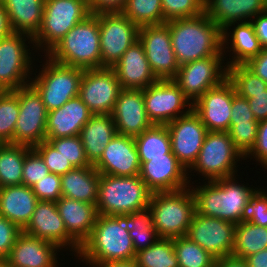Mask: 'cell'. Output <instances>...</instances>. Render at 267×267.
Returning <instances> with one entry per match:
<instances>
[{
  "instance_id": "obj_1",
  "label": "cell",
  "mask_w": 267,
  "mask_h": 267,
  "mask_svg": "<svg viewBox=\"0 0 267 267\" xmlns=\"http://www.w3.org/2000/svg\"><path fill=\"white\" fill-rule=\"evenodd\" d=\"M166 24L179 65L226 55L222 53V30L205 13L193 18L173 19Z\"/></svg>"
},
{
  "instance_id": "obj_2",
  "label": "cell",
  "mask_w": 267,
  "mask_h": 267,
  "mask_svg": "<svg viewBox=\"0 0 267 267\" xmlns=\"http://www.w3.org/2000/svg\"><path fill=\"white\" fill-rule=\"evenodd\" d=\"M236 176L239 175L213 181L203 180L204 185L195 184L196 188L190 184L189 187L195 198L196 212L229 221L235 225L240 223L246 203L258 188L237 182L239 179Z\"/></svg>"
},
{
  "instance_id": "obj_3",
  "label": "cell",
  "mask_w": 267,
  "mask_h": 267,
  "mask_svg": "<svg viewBox=\"0 0 267 267\" xmlns=\"http://www.w3.org/2000/svg\"><path fill=\"white\" fill-rule=\"evenodd\" d=\"M129 231L119 216L98 215L88 239L81 245L76 259L88 264H101L135 259Z\"/></svg>"
},
{
  "instance_id": "obj_4",
  "label": "cell",
  "mask_w": 267,
  "mask_h": 267,
  "mask_svg": "<svg viewBox=\"0 0 267 267\" xmlns=\"http://www.w3.org/2000/svg\"><path fill=\"white\" fill-rule=\"evenodd\" d=\"M46 56L65 66L101 68L99 14H90L76 24Z\"/></svg>"
},
{
  "instance_id": "obj_5",
  "label": "cell",
  "mask_w": 267,
  "mask_h": 267,
  "mask_svg": "<svg viewBox=\"0 0 267 267\" xmlns=\"http://www.w3.org/2000/svg\"><path fill=\"white\" fill-rule=\"evenodd\" d=\"M151 194L139 175L100 174L96 202L98 214L120 216L147 209Z\"/></svg>"
},
{
  "instance_id": "obj_6",
  "label": "cell",
  "mask_w": 267,
  "mask_h": 267,
  "mask_svg": "<svg viewBox=\"0 0 267 267\" xmlns=\"http://www.w3.org/2000/svg\"><path fill=\"white\" fill-rule=\"evenodd\" d=\"M148 209L160 238H178L188 232L196 211L195 198L190 187L174 192H154Z\"/></svg>"
},
{
  "instance_id": "obj_7",
  "label": "cell",
  "mask_w": 267,
  "mask_h": 267,
  "mask_svg": "<svg viewBox=\"0 0 267 267\" xmlns=\"http://www.w3.org/2000/svg\"><path fill=\"white\" fill-rule=\"evenodd\" d=\"M90 14L88 0H45L42 24L33 37L34 52L43 50L46 55L76 24Z\"/></svg>"
},
{
  "instance_id": "obj_8",
  "label": "cell",
  "mask_w": 267,
  "mask_h": 267,
  "mask_svg": "<svg viewBox=\"0 0 267 267\" xmlns=\"http://www.w3.org/2000/svg\"><path fill=\"white\" fill-rule=\"evenodd\" d=\"M41 67L33 72L30 84L38 91L48 112L62 107L70 99L79 96L84 69L65 66L52 61L46 55ZM45 64V65H44ZM37 71V72H36Z\"/></svg>"
},
{
  "instance_id": "obj_9",
  "label": "cell",
  "mask_w": 267,
  "mask_h": 267,
  "mask_svg": "<svg viewBox=\"0 0 267 267\" xmlns=\"http://www.w3.org/2000/svg\"><path fill=\"white\" fill-rule=\"evenodd\" d=\"M247 160L234 146L228 132H207L198 158L188 175L196 173L206 181L235 176L237 163ZM239 161V162H238Z\"/></svg>"
},
{
  "instance_id": "obj_10",
  "label": "cell",
  "mask_w": 267,
  "mask_h": 267,
  "mask_svg": "<svg viewBox=\"0 0 267 267\" xmlns=\"http://www.w3.org/2000/svg\"><path fill=\"white\" fill-rule=\"evenodd\" d=\"M28 47L35 49L33 37L24 33L12 32L0 39V91H14L30 84L36 65Z\"/></svg>"
},
{
  "instance_id": "obj_11",
  "label": "cell",
  "mask_w": 267,
  "mask_h": 267,
  "mask_svg": "<svg viewBox=\"0 0 267 267\" xmlns=\"http://www.w3.org/2000/svg\"><path fill=\"white\" fill-rule=\"evenodd\" d=\"M19 101V115L14 132V144L35 147L46 140L47 114L38 91L27 84L14 90Z\"/></svg>"
},
{
  "instance_id": "obj_12",
  "label": "cell",
  "mask_w": 267,
  "mask_h": 267,
  "mask_svg": "<svg viewBox=\"0 0 267 267\" xmlns=\"http://www.w3.org/2000/svg\"><path fill=\"white\" fill-rule=\"evenodd\" d=\"M143 96L147 116L157 125H167L186 115L193 106L173 79L157 80L143 89Z\"/></svg>"
},
{
  "instance_id": "obj_13",
  "label": "cell",
  "mask_w": 267,
  "mask_h": 267,
  "mask_svg": "<svg viewBox=\"0 0 267 267\" xmlns=\"http://www.w3.org/2000/svg\"><path fill=\"white\" fill-rule=\"evenodd\" d=\"M224 57H207L180 65L173 81L192 105L209 89L227 79Z\"/></svg>"
},
{
  "instance_id": "obj_14",
  "label": "cell",
  "mask_w": 267,
  "mask_h": 267,
  "mask_svg": "<svg viewBox=\"0 0 267 267\" xmlns=\"http://www.w3.org/2000/svg\"><path fill=\"white\" fill-rule=\"evenodd\" d=\"M139 27L123 13L99 14L101 68H112L138 40Z\"/></svg>"
},
{
  "instance_id": "obj_15",
  "label": "cell",
  "mask_w": 267,
  "mask_h": 267,
  "mask_svg": "<svg viewBox=\"0 0 267 267\" xmlns=\"http://www.w3.org/2000/svg\"><path fill=\"white\" fill-rule=\"evenodd\" d=\"M121 90L113 68L86 69L83 71L79 97L93 114H111Z\"/></svg>"
},
{
  "instance_id": "obj_16",
  "label": "cell",
  "mask_w": 267,
  "mask_h": 267,
  "mask_svg": "<svg viewBox=\"0 0 267 267\" xmlns=\"http://www.w3.org/2000/svg\"><path fill=\"white\" fill-rule=\"evenodd\" d=\"M236 225L216 217L195 214L186 236L216 260L232 256Z\"/></svg>"
},
{
  "instance_id": "obj_17",
  "label": "cell",
  "mask_w": 267,
  "mask_h": 267,
  "mask_svg": "<svg viewBox=\"0 0 267 267\" xmlns=\"http://www.w3.org/2000/svg\"><path fill=\"white\" fill-rule=\"evenodd\" d=\"M138 40L156 78L173 79L180 65L172 48L169 26L165 23L140 27Z\"/></svg>"
},
{
  "instance_id": "obj_18",
  "label": "cell",
  "mask_w": 267,
  "mask_h": 267,
  "mask_svg": "<svg viewBox=\"0 0 267 267\" xmlns=\"http://www.w3.org/2000/svg\"><path fill=\"white\" fill-rule=\"evenodd\" d=\"M166 126L171 138L172 153L188 171L196 162L208 131L193 110Z\"/></svg>"
},
{
  "instance_id": "obj_19",
  "label": "cell",
  "mask_w": 267,
  "mask_h": 267,
  "mask_svg": "<svg viewBox=\"0 0 267 267\" xmlns=\"http://www.w3.org/2000/svg\"><path fill=\"white\" fill-rule=\"evenodd\" d=\"M23 232L36 238L54 243L60 250L69 248L76 257L80 246L67 234L63 219L60 217L56 202L38 201Z\"/></svg>"
},
{
  "instance_id": "obj_20",
  "label": "cell",
  "mask_w": 267,
  "mask_h": 267,
  "mask_svg": "<svg viewBox=\"0 0 267 267\" xmlns=\"http://www.w3.org/2000/svg\"><path fill=\"white\" fill-rule=\"evenodd\" d=\"M233 84L225 79L220 85L209 89L192 106L209 132H227L230 127Z\"/></svg>"
},
{
  "instance_id": "obj_21",
  "label": "cell",
  "mask_w": 267,
  "mask_h": 267,
  "mask_svg": "<svg viewBox=\"0 0 267 267\" xmlns=\"http://www.w3.org/2000/svg\"><path fill=\"white\" fill-rule=\"evenodd\" d=\"M139 176L152 193L183 190L192 182L176 157L149 158L141 165Z\"/></svg>"
},
{
  "instance_id": "obj_22",
  "label": "cell",
  "mask_w": 267,
  "mask_h": 267,
  "mask_svg": "<svg viewBox=\"0 0 267 267\" xmlns=\"http://www.w3.org/2000/svg\"><path fill=\"white\" fill-rule=\"evenodd\" d=\"M94 168L104 175H139L141 164L134 137L117 134L106 146Z\"/></svg>"
},
{
  "instance_id": "obj_23",
  "label": "cell",
  "mask_w": 267,
  "mask_h": 267,
  "mask_svg": "<svg viewBox=\"0 0 267 267\" xmlns=\"http://www.w3.org/2000/svg\"><path fill=\"white\" fill-rule=\"evenodd\" d=\"M111 115L120 135L136 137L153 125L145 111L143 90L122 89Z\"/></svg>"
},
{
  "instance_id": "obj_24",
  "label": "cell",
  "mask_w": 267,
  "mask_h": 267,
  "mask_svg": "<svg viewBox=\"0 0 267 267\" xmlns=\"http://www.w3.org/2000/svg\"><path fill=\"white\" fill-rule=\"evenodd\" d=\"M59 249L54 243L22 231L6 260L11 267H59Z\"/></svg>"
},
{
  "instance_id": "obj_25",
  "label": "cell",
  "mask_w": 267,
  "mask_h": 267,
  "mask_svg": "<svg viewBox=\"0 0 267 267\" xmlns=\"http://www.w3.org/2000/svg\"><path fill=\"white\" fill-rule=\"evenodd\" d=\"M112 68L122 89L143 90L158 80L150 68L139 40L124 52Z\"/></svg>"
},
{
  "instance_id": "obj_26",
  "label": "cell",
  "mask_w": 267,
  "mask_h": 267,
  "mask_svg": "<svg viewBox=\"0 0 267 267\" xmlns=\"http://www.w3.org/2000/svg\"><path fill=\"white\" fill-rule=\"evenodd\" d=\"M93 113L79 96L47 114L46 139H57L80 134Z\"/></svg>"
},
{
  "instance_id": "obj_27",
  "label": "cell",
  "mask_w": 267,
  "mask_h": 267,
  "mask_svg": "<svg viewBox=\"0 0 267 267\" xmlns=\"http://www.w3.org/2000/svg\"><path fill=\"white\" fill-rule=\"evenodd\" d=\"M267 11V0H207L204 13L221 30L232 23L249 22Z\"/></svg>"
},
{
  "instance_id": "obj_28",
  "label": "cell",
  "mask_w": 267,
  "mask_h": 267,
  "mask_svg": "<svg viewBox=\"0 0 267 267\" xmlns=\"http://www.w3.org/2000/svg\"><path fill=\"white\" fill-rule=\"evenodd\" d=\"M261 50L262 47L256 37L254 26L250 21L236 23V25L232 23L222 30V53H232V56H229L232 58L226 59L227 56H224V60H227L225 62L227 67L245 64L248 60L257 56Z\"/></svg>"
},
{
  "instance_id": "obj_29",
  "label": "cell",
  "mask_w": 267,
  "mask_h": 267,
  "mask_svg": "<svg viewBox=\"0 0 267 267\" xmlns=\"http://www.w3.org/2000/svg\"><path fill=\"white\" fill-rule=\"evenodd\" d=\"M67 234L81 247L88 239L98 217L96 204L61 197L56 202Z\"/></svg>"
},
{
  "instance_id": "obj_30",
  "label": "cell",
  "mask_w": 267,
  "mask_h": 267,
  "mask_svg": "<svg viewBox=\"0 0 267 267\" xmlns=\"http://www.w3.org/2000/svg\"><path fill=\"white\" fill-rule=\"evenodd\" d=\"M38 201L32 187L23 184L0 187V216L23 229L30 221Z\"/></svg>"
},
{
  "instance_id": "obj_31",
  "label": "cell",
  "mask_w": 267,
  "mask_h": 267,
  "mask_svg": "<svg viewBox=\"0 0 267 267\" xmlns=\"http://www.w3.org/2000/svg\"><path fill=\"white\" fill-rule=\"evenodd\" d=\"M117 135L111 114H93L83 126L79 137L85 155L91 165H95L102 156L106 146Z\"/></svg>"
},
{
  "instance_id": "obj_32",
  "label": "cell",
  "mask_w": 267,
  "mask_h": 267,
  "mask_svg": "<svg viewBox=\"0 0 267 267\" xmlns=\"http://www.w3.org/2000/svg\"><path fill=\"white\" fill-rule=\"evenodd\" d=\"M13 32L34 37L42 24L45 0H1Z\"/></svg>"
},
{
  "instance_id": "obj_33",
  "label": "cell",
  "mask_w": 267,
  "mask_h": 267,
  "mask_svg": "<svg viewBox=\"0 0 267 267\" xmlns=\"http://www.w3.org/2000/svg\"><path fill=\"white\" fill-rule=\"evenodd\" d=\"M100 174L94 166L74 168L61 176L63 197L96 204Z\"/></svg>"
},
{
  "instance_id": "obj_34",
  "label": "cell",
  "mask_w": 267,
  "mask_h": 267,
  "mask_svg": "<svg viewBox=\"0 0 267 267\" xmlns=\"http://www.w3.org/2000/svg\"><path fill=\"white\" fill-rule=\"evenodd\" d=\"M139 161L142 165L149 158L176 157L172 153L171 138L166 125L153 124L134 137Z\"/></svg>"
},
{
  "instance_id": "obj_35",
  "label": "cell",
  "mask_w": 267,
  "mask_h": 267,
  "mask_svg": "<svg viewBox=\"0 0 267 267\" xmlns=\"http://www.w3.org/2000/svg\"><path fill=\"white\" fill-rule=\"evenodd\" d=\"M31 149L11 143L0 146V187L22 185L24 160Z\"/></svg>"
},
{
  "instance_id": "obj_36",
  "label": "cell",
  "mask_w": 267,
  "mask_h": 267,
  "mask_svg": "<svg viewBox=\"0 0 267 267\" xmlns=\"http://www.w3.org/2000/svg\"><path fill=\"white\" fill-rule=\"evenodd\" d=\"M119 217L129 231L136 253L152 246L160 239L156 228L152 224L151 212L148 208Z\"/></svg>"
},
{
  "instance_id": "obj_37",
  "label": "cell",
  "mask_w": 267,
  "mask_h": 267,
  "mask_svg": "<svg viewBox=\"0 0 267 267\" xmlns=\"http://www.w3.org/2000/svg\"><path fill=\"white\" fill-rule=\"evenodd\" d=\"M267 248V227L253 225L250 222L238 223L232 256L245 259Z\"/></svg>"
},
{
  "instance_id": "obj_38",
  "label": "cell",
  "mask_w": 267,
  "mask_h": 267,
  "mask_svg": "<svg viewBox=\"0 0 267 267\" xmlns=\"http://www.w3.org/2000/svg\"><path fill=\"white\" fill-rule=\"evenodd\" d=\"M137 267H179L172 239L160 238L135 255Z\"/></svg>"
},
{
  "instance_id": "obj_39",
  "label": "cell",
  "mask_w": 267,
  "mask_h": 267,
  "mask_svg": "<svg viewBox=\"0 0 267 267\" xmlns=\"http://www.w3.org/2000/svg\"><path fill=\"white\" fill-rule=\"evenodd\" d=\"M122 13L139 28L166 23L161 0H127Z\"/></svg>"
},
{
  "instance_id": "obj_40",
  "label": "cell",
  "mask_w": 267,
  "mask_h": 267,
  "mask_svg": "<svg viewBox=\"0 0 267 267\" xmlns=\"http://www.w3.org/2000/svg\"><path fill=\"white\" fill-rule=\"evenodd\" d=\"M172 240L179 267H214L216 259L187 236Z\"/></svg>"
},
{
  "instance_id": "obj_41",
  "label": "cell",
  "mask_w": 267,
  "mask_h": 267,
  "mask_svg": "<svg viewBox=\"0 0 267 267\" xmlns=\"http://www.w3.org/2000/svg\"><path fill=\"white\" fill-rule=\"evenodd\" d=\"M18 96L14 91H0V140L14 144V132L19 115Z\"/></svg>"
},
{
  "instance_id": "obj_42",
  "label": "cell",
  "mask_w": 267,
  "mask_h": 267,
  "mask_svg": "<svg viewBox=\"0 0 267 267\" xmlns=\"http://www.w3.org/2000/svg\"><path fill=\"white\" fill-rule=\"evenodd\" d=\"M227 79L233 84L236 93L244 98L249 93L264 92L267 89V83L244 64L227 67Z\"/></svg>"
},
{
  "instance_id": "obj_43",
  "label": "cell",
  "mask_w": 267,
  "mask_h": 267,
  "mask_svg": "<svg viewBox=\"0 0 267 267\" xmlns=\"http://www.w3.org/2000/svg\"><path fill=\"white\" fill-rule=\"evenodd\" d=\"M46 140L55 150L60 152L74 168L92 166L87 160L79 135Z\"/></svg>"
},
{
  "instance_id": "obj_44",
  "label": "cell",
  "mask_w": 267,
  "mask_h": 267,
  "mask_svg": "<svg viewBox=\"0 0 267 267\" xmlns=\"http://www.w3.org/2000/svg\"><path fill=\"white\" fill-rule=\"evenodd\" d=\"M161 4L165 22L173 19L193 18L204 13L202 0H161Z\"/></svg>"
},
{
  "instance_id": "obj_45",
  "label": "cell",
  "mask_w": 267,
  "mask_h": 267,
  "mask_svg": "<svg viewBox=\"0 0 267 267\" xmlns=\"http://www.w3.org/2000/svg\"><path fill=\"white\" fill-rule=\"evenodd\" d=\"M245 222L267 227V190L257 189L246 203L241 216V223Z\"/></svg>"
},
{
  "instance_id": "obj_46",
  "label": "cell",
  "mask_w": 267,
  "mask_h": 267,
  "mask_svg": "<svg viewBox=\"0 0 267 267\" xmlns=\"http://www.w3.org/2000/svg\"><path fill=\"white\" fill-rule=\"evenodd\" d=\"M33 149L42 157L50 173L62 176L74 169L70 162L55 150L47 140L39 143Z\"/></svg>"
},
{
  "instance_id": "obj_47",
  "label": "cell",
  "mask_w": 267,
  "mask_h": 267,
  "mask_svg": "<svg viewBox=\"0 0 267 267\" xmlns=\"http://www.w3.org/2000/svg\"><path fill=\"white\" fill-rule=\"evenodd\" d=\"M259 124H235L230 126L229 137L234 146L245 157L255 146Z\"/></svg>"
},
{
  "instance_id": "obj_48",
  "label": "cell",
  "mask_w": 267,
  "mask_h": 267,
  "mask_svg": "<svg viewBox=\"0 0 267 267\" xmlns=\"http://www.w3.org/2000/svg\"><path fill=\"white\" fill-rule=\"evenodd\" d=\"M49 173V169L42 157L32 148L25 156L22 184L32 187Z\"/></svg>"
},
{
  "instance_id": "obj_49",
  "label": "cell",
  "mask_w": 267,
  "mask_h": 267,
  "mask_svg": "<svg viewBox=\"0 0 267 267\" xmlns=\"http://www.w3.org/2000/svg\"><path fill=\"white\" fill-rule=\"evenodd\" d=\"M39 201L57 202L61 197V176L49 173L32 186Z\"/></svg>"
},
{
  "instance_id": "obj_50",
  "label": "cell",
  "mask_w": 267,
  "mask_h": 267,
  "mask_svg": "<svg viewBox=\"0 0 267 267\" xmlns=\"http://www.w3.org/2000/svg\"><path fill=\"white\" fill-rule=\"evenodd\" d=\"M22 232V229L15 223L0 216V260L7 259L11 249Z\"/></svg>"
},
{
  "instance_id": "obj_51",
  "label": "cell",
  "mask_w": 267,
  "mask_h": 267,
  "mask_svg": "<svg viewBox=\"0 0 267 267\" xmlns=\"http://www.w3.org/2000/svg\"><path fill=\"white\" fill-rule=\"evenodd\" d=\"M235 124H259L250 109L248 100L237 93L233 96L230 126Z\"/></svg>"
},
{
  "instance_id": "obj_52",
  "label": "cell",
  "mask_w": 267,
  "mask_h": 267,
  "mask_svg": "<svg viewBox=\"0 0 267 267\" xmlns=\"http://www.w3.org/2000/svg\"><path fill=\"white\" fill-rule=\"evenodd\" d=\"M248 157L250 160L254 158L259 165L267 169V119L259 122L255 146L245 156Z\"/></svg>"
},
{
  "instance_id": "obj_53",
  "label": "cell",
  "mask_w": 267,
  "mask_h": 267,
  "mask_svg": "<svg viewBox=\"0 0 267 267\" xmlns=\"http://www.w3.org/2000/svg\"><path fill=\"white\" fill-rule=\"evenodd\" d=\"M127 0H88L91 14L122 13Z\"/></svg>"
},
{
  "instance_id": "obj_54",
  "label": "cell",
  "mask_w": 267,
  "mask_h": 267,
  "mask_svg": "<svg viewBox=\"0 0 267 267\" xmlns=\"http://www.w3.org/2000/svg\"><path fill=\"white\" fill-rule=\"evenodd\" d=\"M250 105V109L256 119L260 122L267 119V89L264 92L249 93L245 97Z\"/></svg>"
},
{
  "instance_id": "obj_55",
  "label": "cell",
  "mask_w": 267,
  "mask_h": 267,
  "mask_svg": "<svg viewBox=\"0 0 267 267\" xmlns=\"http://www.w3.org/2000/svg\"><path fill=\"white\" fill-rule=\"evenodd\" d=\"M244 65L267 83V47L262 48L257 56L248 60Z\"/></svg>"
},
{
  "instance_id": "obj_56",
  "label": "cell",
  "mask_w": 267,
  "mask_h": 267,
  "mask_svg": "<svg viewBox=\"0 0 267 267\" xmlns=\"http://www.w3.org/2000/svg\"><path fill=\"white\" fill-rule=\"evenodd\" d=\"M255 18V19H254ZM250 22L262 48L267 47V11L256 15Z\"/></svg>"
},
{
  "instance_id": "obj_57",
  "label": "cell",
  "mask_w": 267,
  "mask_h": 267,
  "mask_svg": "<svg viewBox=\"0 0 267 267\" xmlns=\"http://www.w3.org/2000/svg\"><path fill=\"white\" fill-rule=\"evenodd\" d=\"M248 267H267V248L246 257Z\"/></svg>"
},
{
  "instance_id": "obj_58",
  "label": "cell",
  "mask_w": 267,
  "mask_h": 267,
  "mask_svg": "<svg viewBox=\"0 0 267 267\" xmlns=\"http://www.w3.org/2000/svg\"><path fill=\"white\" fill-rule=\"evenodd\" d=\"M214 267H248L244 259L233 256L217 259Z\"/></svg>"
},
{
  "instance_id": "obj_59",
  "label": "cell",
  "mask_w": 267,
  "mask_h": 267,
  "mask_svg": "<svg viewBox=\"0 0 267 267\" xmlns=\"http://www.w3.org/2000/svg\"><path fill=\"white\" fill-rule=\"evenodd\" d=\"M12 32L6 10L0 0V39Z\"/></svg>"
},
{
  "instance_id": "obj_60",
  "label": "cell",
  "mask_w": 267,
  "mask_h": 267,
  "mask_svg": "<svg viewBox=\"0 0 267 267\" xmlns=\"http://www.w3.org/2000/svg\"><path fill=\"white\" fill-rule=\"evenodd\" d=\"M88 267H137L135 259L104 262L101 264H89Z\"/></svg>"
},
{
  "instance_id": "obj_61",
  "label": "cell",
  "mask_w": 267,
  "mask_h": 267,
  "mask_svg": "<svg viewBox=\"0 0 267 267\" xmlns=\"http://www.w3.org/2000/svg\"><path fill=\"white\" fill-rule=\"evenodd\" d=\"M0 267H11L6 259L0 260Z\"/></svg>"
}]
</instances>
